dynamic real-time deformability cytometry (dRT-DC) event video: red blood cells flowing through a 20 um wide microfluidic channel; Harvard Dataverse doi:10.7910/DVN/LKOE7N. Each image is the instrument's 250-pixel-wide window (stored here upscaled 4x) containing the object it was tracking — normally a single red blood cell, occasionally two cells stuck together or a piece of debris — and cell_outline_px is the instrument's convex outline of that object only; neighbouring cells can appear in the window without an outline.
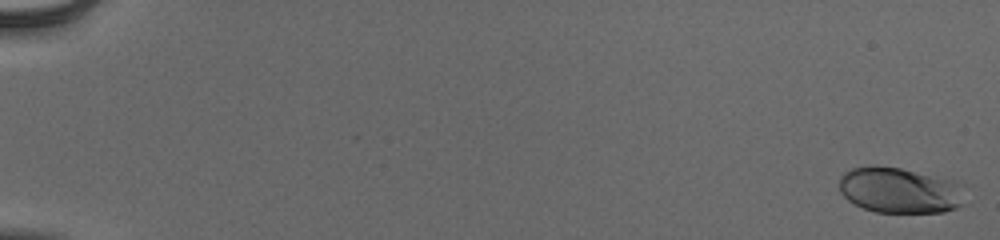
{"species": "human", "species_latin": "Homo sapiens", "temperature_condition": "cold", "stored_images_in_passage": 57, "camera_frame_rate_fps": 3000, "um_per_image_px": 0.085, "donor": {"sex": "male"}, "frame": {"image": 1, "passage_image": 2, "time_ms": 0.333, "image_size_px": [1000, 240], "cell_outline_px": [[960, 204], [956, 208], [944, 212], [876, 212], [864, 208], [848, 200], [840, 192], [840, 176], [844, 172], [852, 168], [872, 164], [876, 164], [900, 168], [948, 180], [956, 184]], "centroid_in_image_um": [76.31, 16.16], "position_along_channel_um": 8.7, "area_um2": 32.6}}
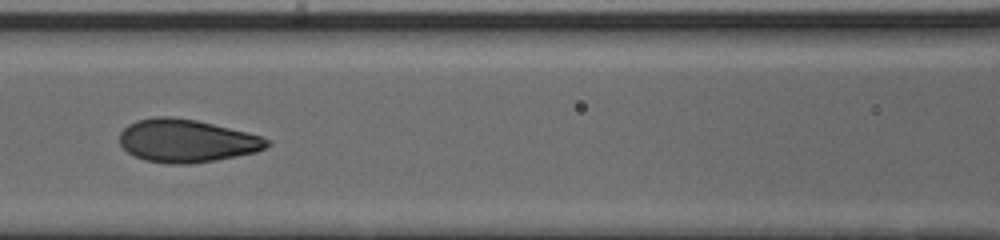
{"frame": {"image": 2, "passage_image": 29, "time_ms": 9.333, "image_size_px": [1000, 240], "cell_outline_px": [[272, 144], [256, 152], [216, 160], [192, 164], [168, 164], [144, 160], [132, 156], [120, 144], [120, 132], [128, 124], [136, 120], [156, 116], [172, 116], [196, 120], [248, 132], [272, 140]], "centroid_in_image_um": [15.86, 11.97], "position_along_channel_um": 150.7, "area_um2": 37.22}}
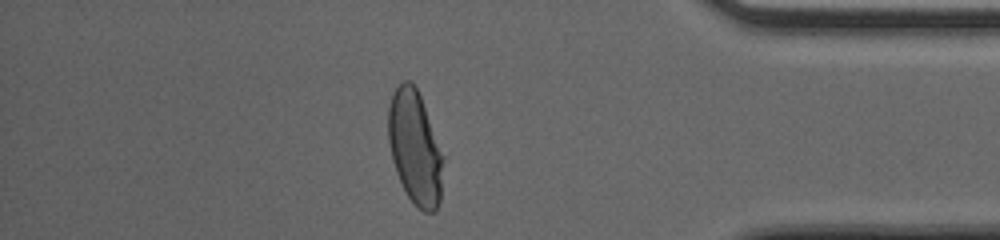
{"frame": {"image": 3, "passage_image": 50, "time_ms": 16.333, "image_size_px": [1000, 240], "cell_outline_px": [[444, 160], [440, 200], [436, 212], [424, 212], [416, 208], [408, 196], [396, 172], [392, 160], [388, 140], [388, 108], [392, 96], [396, 88], [404, 80], [408, 80], [416, 88], [420, 96], [444, 156]], "centroid_in_image_um": [35.28, 12.6], "position_along_channel_um": 399.9, "area_um2": 36.3}, "authors_computed_cell_mechanics": {"area_um2": 36.125, "velocity_mm_per_s": 3.9029, "shape_relaxation_time_tau1_ms": 3.6675, "shape_relaxation_time_tau2_ms": null, "deformation_change_tau1": 0.188, "deformation_change_tau2": null}}